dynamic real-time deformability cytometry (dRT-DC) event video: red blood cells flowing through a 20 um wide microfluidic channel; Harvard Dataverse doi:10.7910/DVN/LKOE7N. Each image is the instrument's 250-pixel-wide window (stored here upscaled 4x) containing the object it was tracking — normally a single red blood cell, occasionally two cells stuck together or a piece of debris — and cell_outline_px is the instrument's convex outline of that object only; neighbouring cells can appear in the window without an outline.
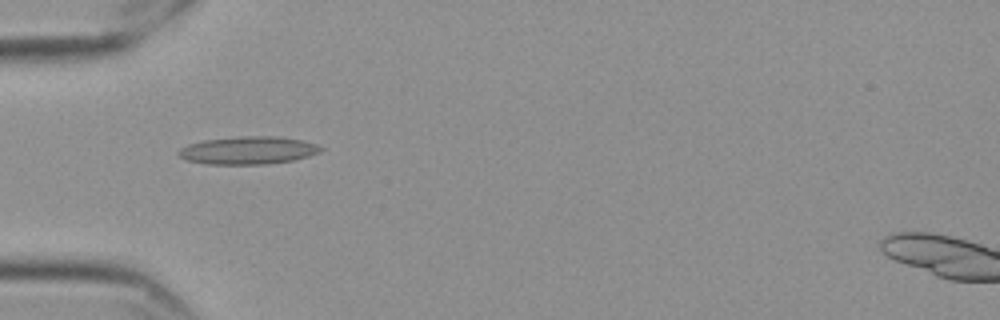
{"species": "Egyptian fruit bat (a non-hibernating species)", "species_latin": "Rousettus aegyptiacus", "temperature_condition": "cold", "stored_images_in_passage": 24, "camera_frame_rate_fps": 3000, "um_per_image_px": 0.085, "frame": {"image": 1, "passage_image": 1, "time_ms": 0.0, "image_size_px": [1000, 320], "cell_outline_px": [[324, 148], [320, 152], [308, 156], [292, 160], [268, 164], [208, 164], [188, 160], [180, 156], [176, 152], [180, 148], [188, 144], [204, 140], [240, 136], [276, 136], [300, 140], [316, 144]], "centroid_in_image_um": [21.08, 12.77], "position_along_channel_um": 63.9, "area_um2": 22.89}}
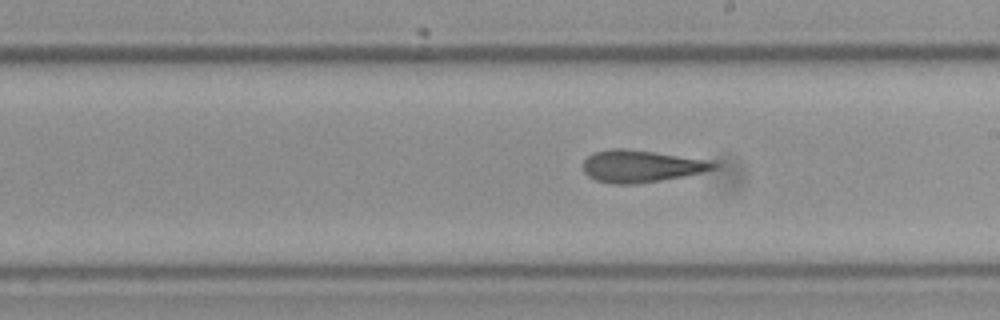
{"frame": {"image": 2, "passage_image": 12, "time_ms": 3.667, "image_size_px": [1000, 320], "cell_outline_px": [[716, 168], [684, 176], [636, 184], [612, 184], [596, 180], [588, 176], [584, 172], [584, 160], [592, 152], [612, 148], [624, 148], [712, 160], [716, 164]], "centroid_in_image_um": [54.46, 14.12], "position_along_channel_um": 234.5, "area_um2": 24.33}}
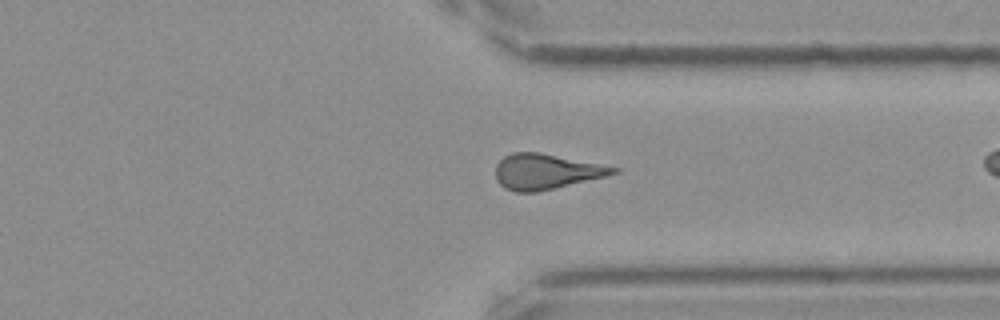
{"frame": {"image": 3, "passage_image": 23, "time_ms": 7.333, "image_size_px": [1000, 320], "cell_outline_px": [[620, 172], [604, 176], [536, 192], [516, 192], [504, 188], [496, 180], [496, 164], [504, 156], [512, 152], [540, 152], [620, 168]], "centroid_in_image_um": [46.37, 14.57], "position_along_channel_um": 365.0, "area_um2": 23.99}}